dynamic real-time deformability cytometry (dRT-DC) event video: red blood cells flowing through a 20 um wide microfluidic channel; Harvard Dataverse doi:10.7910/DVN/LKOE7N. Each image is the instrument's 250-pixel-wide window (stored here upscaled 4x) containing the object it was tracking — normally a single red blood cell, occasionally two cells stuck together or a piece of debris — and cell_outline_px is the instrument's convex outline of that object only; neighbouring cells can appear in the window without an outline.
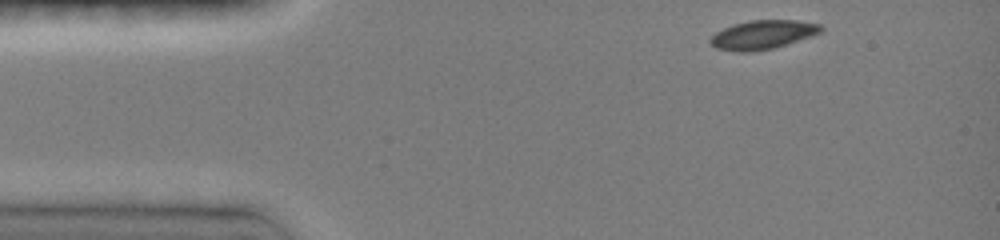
{"species": "common noctule bat (a hibernating species)", "species_latin": "Nyctalus noctula", "temperature_condition": "room temperature", "stored_images_in_passage": 37, "camera_frame_rate_fps": 3000, "um_per_image_px": 0.085, "animal": {"sex": "female", "body_mass_g": 19.0, "forearm_length_mm": 51.5}, "frame": {"image": 1, "passage_image": 1, "time_ms": 0.0, "image_size_px": [1000, 240], "cell_outline_px": [[824, 28], [820, 32], [812, 36], [772, 48], [752, 52], [740, 52], [716, 48], [708, 40], [716, 32], [732, 24], [748, 20], [796, 20], [820, 24]], "centroid_in_image_um": [64.82, 2.94], "position_along_channel_um": 20.2, "area_um2": 18.55}}
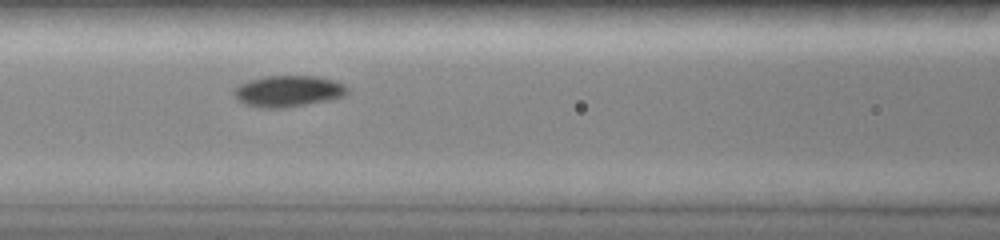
{"frame": {"image": 2, "passage_image": 15, "time_ms": 4.667, "image_size_px": [1000, 240], "cell_outline_px": [[348, 92], [344, 96], [332, 100], [284, 108], [264, 108], [244, 104], [236, 100], [232, 92], [240, 84], [248, 80], [264, 76], [316, 76], [336, 80], [344, 84], [348, 88]], "centroid_in_image_um": [24.51, 7.75], "position_along_channel_um": 142.1, "area_um2": 20.98}}
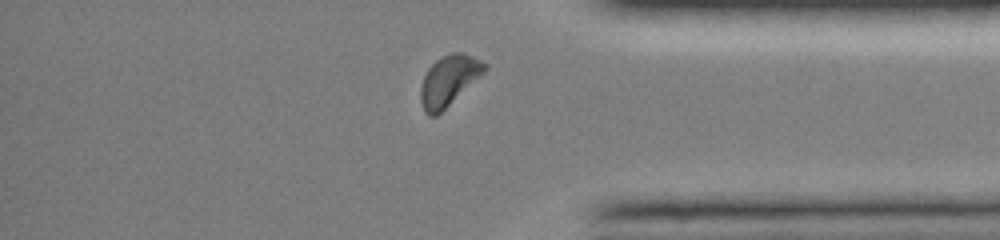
{"frame": {"image": 3, "passage_image": 34, "time_ms": 11.0, "image_size_px": [1000, 240], "cell_outline_px": [[488, 68], [480, 76], [436, 116], [428, 116], [424, 112], [420, 100], [420, 88], [424, 76], [428, 68], [436, 60], [452, 52], [464, 52], [488, 64]], "centroid_in_image_um": [38.14, 6.84], "position_along_channel_um": 397.1, "area_um2": 18.55}, "authors_computed_cell_mechanics": {"area_um2": 18.9006, "velocity_mm_per_s": 4.099, "shape_relaxation_time_tau1_ms": 1.8954, "shape_relaxation_time_tau2_ms": null, "deformation_change_tau1": 0.0914, "deformation_change_tau2": null}}